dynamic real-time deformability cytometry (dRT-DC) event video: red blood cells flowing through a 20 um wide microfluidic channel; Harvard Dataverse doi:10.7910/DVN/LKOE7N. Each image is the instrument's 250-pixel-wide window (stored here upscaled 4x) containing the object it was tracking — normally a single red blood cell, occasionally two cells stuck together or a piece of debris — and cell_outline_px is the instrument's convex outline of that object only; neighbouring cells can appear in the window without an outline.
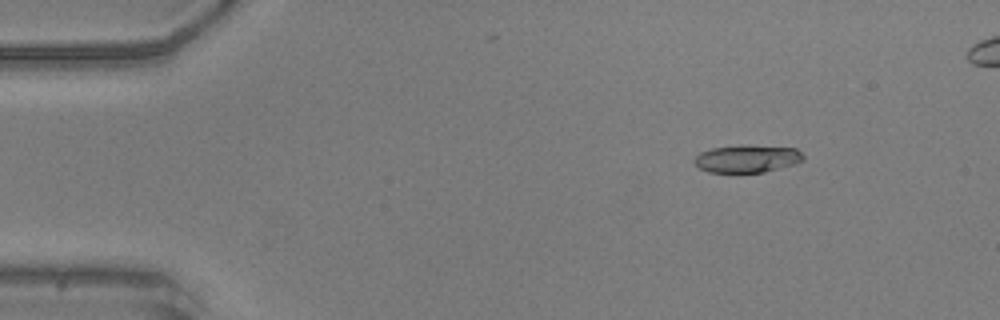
{"species": "common noctule bat (a hibernating species)", "species_latin": "Nyctalus noctula", "temperature_condition": "warm", "stored_images_in_passage": 42, "camera_frame_rate_fps": 3000, "um_per_image_px": 0.085, "animal": {"sex": "male", "body_mass_g": 20.5, "forearm_length_mm": 52.5}, "frame": {"image": 1, "passage_image": 1, "time_ms": 0.0, "image_size_px": [1000, 320], "cell_outline_px": [[788, 148], [764, 168], [756, 172], [720, 172], [708, 168], [724, 148]], "centroid_in_image_um": [63.32, 13.55], "position_along_channel_um": 21.7, "area_um2": 10.0}}
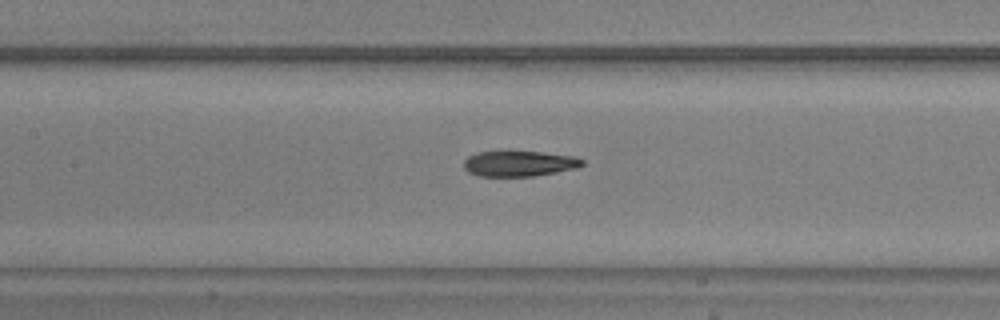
{"frame": {"image": 2, "passage_image": 18, "time_ms": 5.667, "image_size_px": [1000, 320], "cell_outline_px": [[580, 164], [544, 172], [512, 176], [496, 176], [476, 172], [468, 164], [468, 160], [492, 152], [528, 152], [556, 156], [580, 160]], "centroid_in_image_um": [44.08, 13.89], "position_along_channel_um": 163.3, "area_um2": 13.99}}
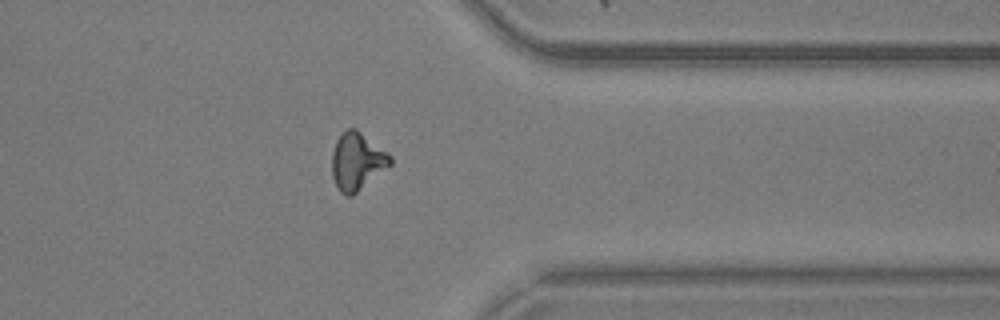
{"frame": {"image": 3, "passage_image": 35, "time_ms": 11.333, "image_size_px": [1000, 320], "cell_outline_px": [[392, 160], [388, 164], [352, 192], [348, 192], [340, 188], [336, 180], [336, 148], [340, 140], [356, 132], [388, 156]], "centroid_in_image_um": [30.4, 13.75], "position_along_channel_um": 381.0, "area_um2": 15.09}}